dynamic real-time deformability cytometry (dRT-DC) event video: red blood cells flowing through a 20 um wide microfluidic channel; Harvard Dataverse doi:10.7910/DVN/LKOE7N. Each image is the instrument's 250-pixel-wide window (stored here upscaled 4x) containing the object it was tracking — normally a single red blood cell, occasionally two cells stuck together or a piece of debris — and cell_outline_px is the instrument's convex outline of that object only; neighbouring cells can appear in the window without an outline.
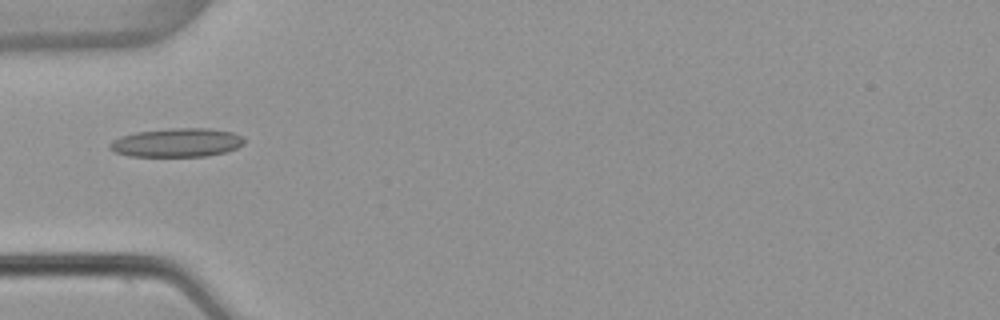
{"species": "common noctule bat (a hibernating species)", "species_latin": "Nyctalus noctula", "temperature_condition": "warm", "stored_images_in_passage": 36, "camera_frame_rate_fps": 3000, "um_per_image_px": 0.085, "animal": {"sex": "female", "body_mass_g": 22.7, "forearm_length_mm": 54.2}, "frame": {"image": 1, "passage_image": 1, "time_ms": 0.0, "image_size_px": [1000, 320], "cell_outline_px": [[244, 144], [236, 148], [224, 152], [208, 156], [128, 156], [116, 152], [108, 148], [108, 144], [112, 140], [120, 136], [136, 132], [172, 128], [208, 128], [232, 132], [244, 136]], "centroid_in_image_um": [15.03, 12.12], "position_along_channel_um": 70.0, "area_um2": 22.6}}
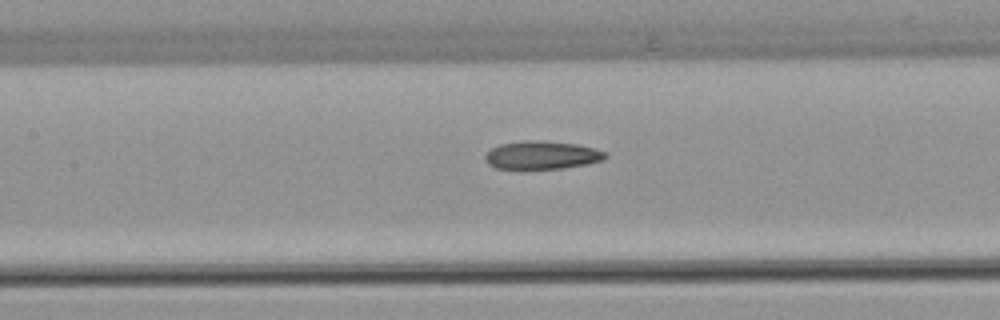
{"frame": {"image": 2, "passage_image": 8, "time_ms": 2.333, "image_size_px": [1000, 320], "cell_outline_px": [[608, 156], [604, 160], [588, 164], [564, 168], [524, 172], [496, 168], [488, 164], [484, 160], [484, 156], [492, 148], [500, 144], [520, 140], [544, 140], [576, 144], [592, 148], [604, 152]], "centroid_in_image_um": [45.99, 13.23], "position_along_channel_um": 161.4, "area_um2": 20.69}}
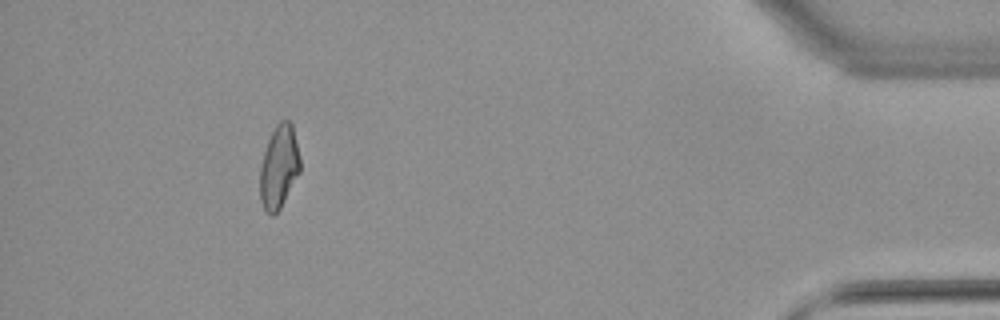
{"frame": {"image": 3, "passage_image": 32, "time_ms": 10.333, "image_size_px": [1000, 320], "cell_outline_px": [[300, 172], [280, 208], [272, 216], [264, 208], [260, 200], [260, 168], [264, 152], [268, 140], [276, 124], [280, 120], [288, 120], [292, 124], [300, 156]], "centroid_in_image_um": [23.72, 14.17], "position_along_channel_um": 411.5, "area_um2": 19.31}, "authors_computed_cell_mechanics": {"area_um2": 19.8254, "velocity_mm_per_s": 3.8814, "shape_relaxation_time_tau1_ms": null, "shape_relaxation_time_tau2_ms": 4.034, "deformation_change_tau1": null, "deformation_change_tau2": 0.1226}}